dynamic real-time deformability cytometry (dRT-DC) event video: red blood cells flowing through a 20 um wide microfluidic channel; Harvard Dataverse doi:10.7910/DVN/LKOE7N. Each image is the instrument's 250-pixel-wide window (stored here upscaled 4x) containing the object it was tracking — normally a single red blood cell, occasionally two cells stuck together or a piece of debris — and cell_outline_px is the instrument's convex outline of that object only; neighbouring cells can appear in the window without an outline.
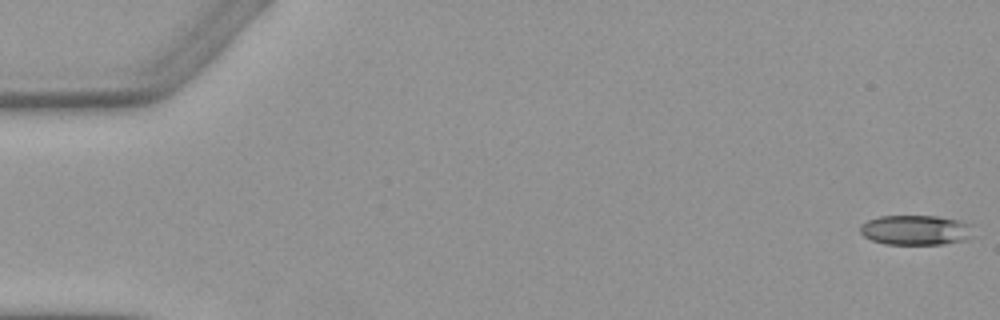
{"species": "Egyptian fruit bat (a non-hibernating species)", "species_latin": "Rousettus aegyptiacus", "temperature_condition": "warm", "stored_images_in_passage": 6, "segment_of_instrument_passage": [1, 2], "camera_frame_rate_fps": 3000, "um_per_image_px": 0.085, "animal": {"sex": "female"}, "frame": {"image": 1, "passage_image": 1, "time_ms": 0.0, "image_size_px": [1000, 320], "cell_outline_px": [[972, 236], [968, 240], [944, 244], [884, 244], [872, 240], [864, 236], [860, 232], [860, 224], [868, 220], [880, 216], [936, 216], [960, 220], [972, 224]], "centroid_in_image_um": [77.87, 19.56], "position_along_channel_um": 7.1, "area_um2": 19.94}}
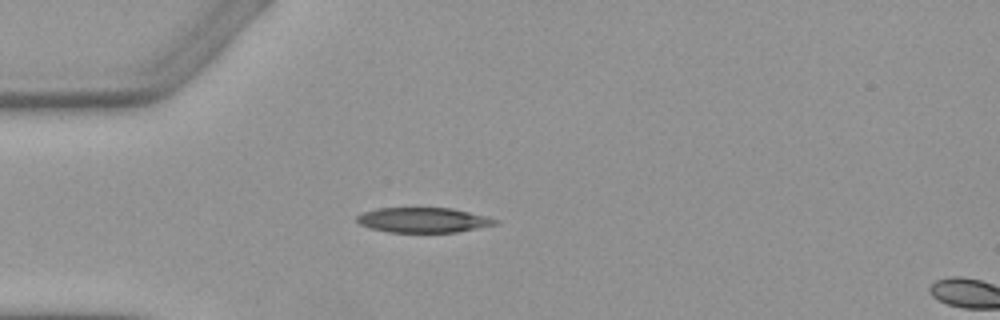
{"frame": {"image": 2, "passage_image": 5, "time_ms": 4.667, "image_size_px": [1000, 320], "cell_outline_px": [[500, 224], [456, 232], [388, 232], [372, 228], [360, 224], [356, 220], [356, 216], [364, 212], [380, 208], [452, 208], [488, 216], [500, 220]], "centroid_in_image_um": [36.05, 18.7], "position_along_channel_um": 49.0, "area_um2": 20.17}}